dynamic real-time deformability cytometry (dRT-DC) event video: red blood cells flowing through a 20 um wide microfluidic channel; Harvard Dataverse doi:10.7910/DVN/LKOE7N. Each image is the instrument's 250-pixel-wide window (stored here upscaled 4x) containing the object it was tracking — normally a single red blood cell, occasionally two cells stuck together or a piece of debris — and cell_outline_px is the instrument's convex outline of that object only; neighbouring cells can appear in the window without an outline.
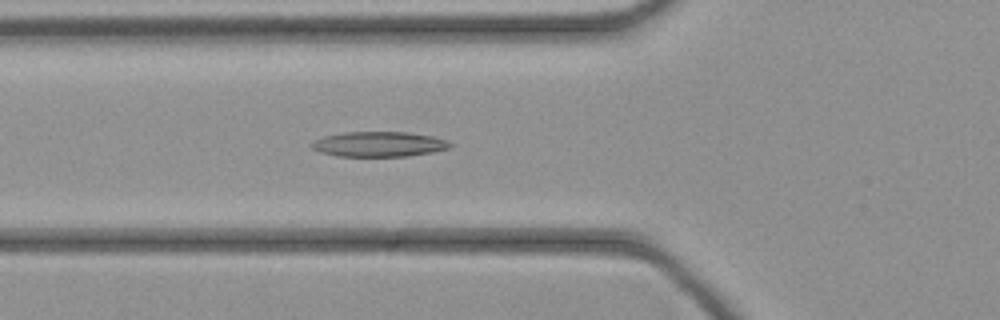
{"species": "common noctule bat (a hibernating species)", "species_latin": "Nyctalus noctula", "temperature_condition": "cold", "stored_images_in_passage": 35, "camera_frame_rate_fps": 3000, "um_per_image_px": 0.085, "animal": {"sex": "female", "body_mass_g": 21.9}, "frame": {"image": 1, "passage_image": 6, "time_ms": 1.667, "image_size_px": [1000, 320], "cell_outline_px": [[452, 148], [432, 152], [408, 156], [340, 156], [320, 152], [312, 148], [308, 144], [312, 140], [324, 136], [344, 132], [408, 132], [432, 136], [444, 140], [452, 144]], "centroid_in_image_um": [32.17, 12.25], "position_along_channel_um": 93.6, "area_um2": 20.29}}
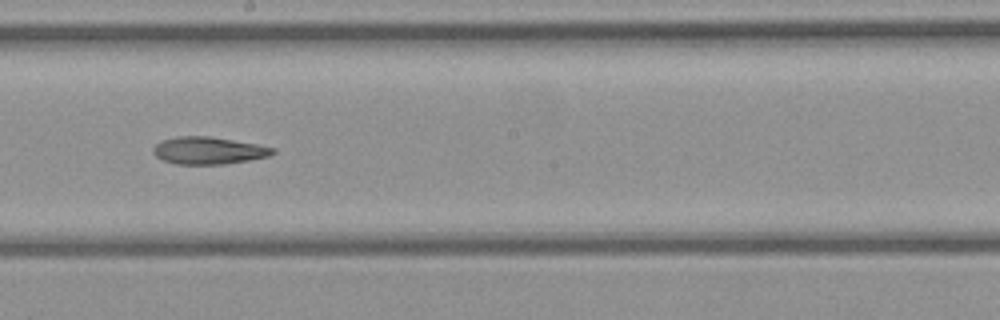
{"frame": {"image": 2, "passage_image": 15, "time_ms": 4.667, "image_size_px": [1000, 320], "cell_outline_px": [[276, 152], [268, 156], [248, 160], [224, 164], [176, 164], [164, 160], [156, 156], [152, 152], [152, 148], [160, 140], [180, 136], [208, 136], [256, 144], [276, 148]], "centroid_in_image_um": [17.7, 12.79], "position_along_channel_um": 230.5, "area_um2": 18.9}}
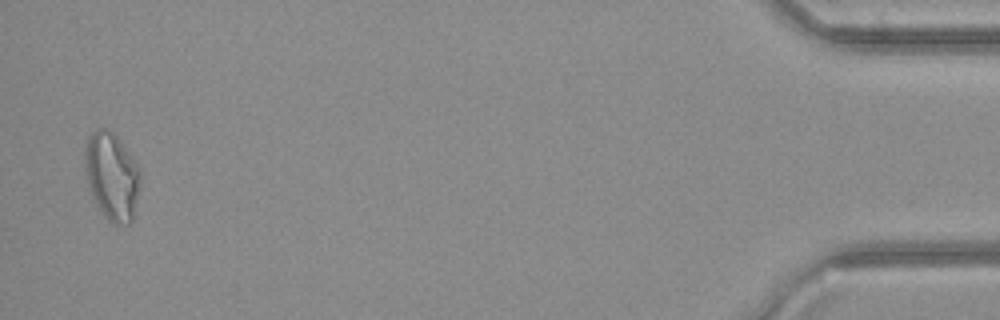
{"frame": {"image": 3, "passage_image": 34, "time_ms": 11.0, "image_size_px": [1000, 320], "cell_outline_px": [[140, 184], [136, 208], [132, 220], [128, 224], [116, 224], [108, 220], [100, 212], [92, 196], [88, 184], [84, 168], [84, 148], [88, 136], [96, 128], [104, 128], [112, 132], [120, 140], [140, 168]], "centroid_in_image_um": [9.5, 14.98], "position_along_channel_um": 425.7, "area_um2": 28.61}}